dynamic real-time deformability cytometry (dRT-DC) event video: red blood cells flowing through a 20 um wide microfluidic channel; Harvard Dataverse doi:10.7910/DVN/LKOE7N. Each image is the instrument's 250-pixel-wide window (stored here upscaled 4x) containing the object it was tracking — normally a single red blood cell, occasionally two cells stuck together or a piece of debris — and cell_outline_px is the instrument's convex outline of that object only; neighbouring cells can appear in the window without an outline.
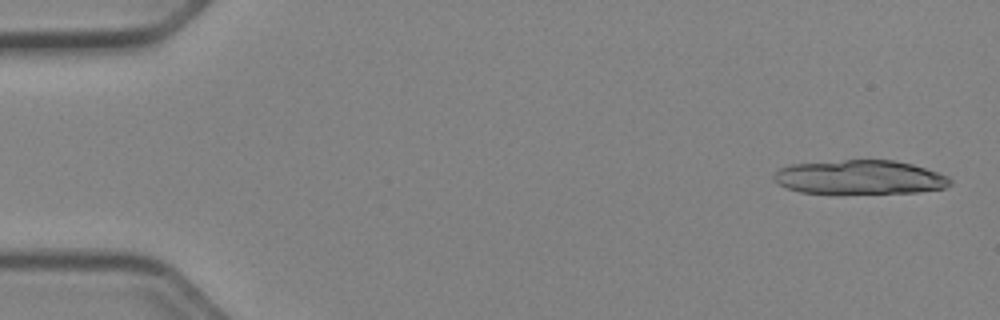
{"species": "Egyptian fruit bat (a non-hibernating species)", "species_latin": "Rousettus aegyptiacus", "temperature_condition": "cold", "stored_images_in_passage": 12, "camera_frame_rate_fps": 3000, "um_per_image_px": 0.085, "animal": {"sex": "female"}, "frame": {"image": 1, "passage_image": 2, "time_ms": 0.333, "image_size_px": [1000, 320], "cell_outline_px": [[952, 184], [944, 188], [920, 192], [840, 196], [800, 192], [784, 188], [772, 180], [772, 176], [780, 168], [792, 164], [844, 160], [896, 160], [912, 164], [948, 176], [952, 180]], "centroid_in_image_um": [73.04, 15.12], "position_along_channel_um": 12.0, "area_um2": 36.41}}